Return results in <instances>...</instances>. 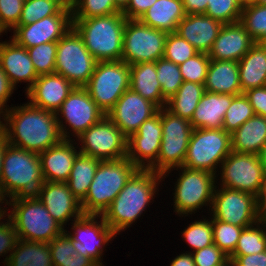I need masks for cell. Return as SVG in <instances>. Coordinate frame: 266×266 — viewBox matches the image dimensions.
Here are the masks:
<instances>
[{
  "instance_id": "obj_17",
  "label": "cell",
  "mask_w": 266,
  "mask_h": 266,
  "mask_svg": "<svg viewBox=\"0 0 266 266\" xmlns=\"http://www.w3.org/2000/svg\"><path fill=\"white\" fill-rule=\"evenodd\" d=\"M217 186L211 208H209V212H212L208 215H212L216 220L243 228L258 222L256 196L247 192Z\"/></svg>"
},
{
  "instance_id": "obj_26",
  "label": "cell",
  "mask_w": 266,
  "mask_h": 266,
  "mask_svg": "<svg viewBox=\"0 0 266 266\" xmlns=\"http://www.w3.org/2000/svg\"><path fill=\"white\" fill-rule=\"evenodd\" d=\"M223 25L205 14H189L178 23L176 33L198 52L208 54Z\"/></svg>"
},
{
  "instance_id": "obj_43",
  "label": "cell",
  "mask_w": 266,
  "mask_h": 266,
  "mask_svg": "<svg viewBox=\"0 0 266 266\" xmlns=\"http://www.w3.org/2000/svg\"><path fill=\"white\" fill-rule=\"evenodd\" d=\"M213 242L228 257L233 254L243 227L216 220L212 217Z\"/></svg>"
},
{
  "instance_id": "obj_31",
  "label": "cell",
  "mask_w": 266,
  "mask_h": 266,
  "mask_svg": "<svg viewBox=\"0 0 266 266\" xmlns=\"http://www.w3.org/2000/svg\"><path fill=\"white\" fill-rule=\"evenodd\" d=\"M185 16L182 0H157L139 20L152 28L172 33Z\"/></svg>"
},
{
  "instance_id": "obj_68",
  "label": "cell",
  "mask_w": 266,
  "mask_h": 266,
  "mask_svg": "<svg viewBox=\"0 0 266 266\" xmlns=\"http://www.w3.org/2000/svg\"><path fill=\"white\" fill-rule=\"evenodd\" d=\"M255 4L266 5V0H257Z\"/></svg>"
},
{
  "instance_id": "obj_63",
  "label": "cell",
  "mask_w": 266,
  "mask_h": 266,
  "mask_svg": "<svg viewBox=\"0 0 266 266\" xmlns=\"http://www.w3.org/2000/svg\"><path fill=\"white\" fill-rule=\"evenodd\" d=\"M5 117H6V109L0 104V132H3L4 131V128H5V119H6Z\"/></svg>"
},
{
  "instance_id": "obj_11",
  "label": "cell",
  "mask_w": 266,
  "mask_h": 266,
  "mask_svg": "<svg viewBox=\"0 0 266 266\" xmlns=\"http://www.w3.org/2000/svg\"><path fill=\"white\" fill-rule=\"evenodd\" d=\"M162 141L157 163L151 168L163 175L167 171L181 167L186 157L192 125L187 119L161 108Z\"/></svg>"
},
{
  "instance_id": "obj_7",
  "label": "cell",
  "mask_w": 266,
  "mask_h": 266,
  "mask_svg": "<svg viewBox=\"0 0 266 266\" xmlns=\"http://www.w3.org/2000/svg\"><path fill=\"white\" fill-rule=\"evenodd\" d=\"M173 170H180L179 177L174 186V212L179 216H188L195 211L201 210L203 206L212 205V199L216 188L217 175L198 169H187L185 167H177L167 171L163 178Z\"/></svg>"
},
{
  "instance_id": "obj_18",
  "label": "cell",
  "mask_w": 266,
  "mask_h": 266,
  "mask_svg": "<svg viewBox=\"0 0 266 266\" xmlns=\"http://www.w3.org/2000/svg\"><path fill=\"white\" fill-rule=\"evenodd\" d=\"M162 125L161 108L151 118L145 120L138 131L127 141V158L138 169H151L156 163L161 148Z\"/></svg>"
},
{
  "instance_id": "obj_9",
  "label": "cell",
  "mask_w": 266,
  "mask_h": 266,
  "mask_svg": "<svg viewBox=\"0 0 266 266\" xmlns=\"http://www.w3.org/2000/svg\"><path fill=\"white\" fill-rule=\"evenodd\" d=\"M97 62L73 27L57 41L55 73L65 77L74 86L84 87L88 83Z\"/></svg>"
},
{
  "instance_id": "obj_42",
  "label": "cell",
  "mask_w": 266,
  "mask_h": 266,
  "mask_svg": "<svg viewBox=\"0 0 266 266\" xmlns=\"http://www.w3.org/2000/svg\"><path fill=\"white\" fill-rule=\"evenodd\" d=\"M38 76L55 73L57 42L42 43L27 48Z\"/></svg>"
},
{
  "instance_id": "obj_34",
  "label": "cell",
  "mask_w": 266,
  "mask_h": 266,
  "mask_svg": "<svg viewBox=\"0 0 266 266\" xmlns=\"http://www.w3.org/2000/svg\"><path fill=\"white\" fill-rule=\"evenodd\" d=\"M204 93V84L183 81L176 94L167 100L166 108L173 114L191 121Z\"/></svg>"
},
{
  "instance_id": "obj_50",
  "label": "cell",
  "mask_w": 266,
  "mask_h": 266,
  "mask_svg": "<svg viewBox=\"0 0 266 266\" xmlns=\"http://www.w3.org/2000/svg\"><path fill=\"white\" fill-rule=\"evenodd\" d=\"M3 220L5 222L0 220V256H5L9 253V255L5 256L6 258L3 260L4 262H2L5 266L12 250L15 248L19 240V237L12 221L6 216Z\"/></svg>"
},
{
  "instance_id": "obj_56",
  "label": "cell",
  "mask_w": 266,
  "mask_h": 266,
  "mask_svg": "<svg viewBox=\"0 0 266 266\" xmlns=\"http://www.w3.org/2000/svg\"><path fill=\"white\" fill-rule=\"evenodd\" d=\"M186 15L205 14L208 6V0H182Z\"/></svg>"
},
{
  "instance_id": "obj_54",
  "label": "cell",
  "mask_w": 266,
  "mask_h": 266,
  "mask_svg": "<svg viewBox=\"0 0 266 266\" xmlns=\"http://www.w3.org/2000/svg\"><path fill=\"white\" fill-rule=\"evenodd\" d=\"M236 266H266V251L251 255H231Z\"/></svg>"
},
{
  "instance_id": "obj_53",
  "label": "cell",
  "mask_w": 266,
  "mask_h": 266,
  "mask_svg": "<svg viewBox=\"0 0 266 266\" xmlns=\"http://www.w3.org/2000/svg\"><path fill=\"white\" fill-rule=\"evenodd\" d=\"M157 0H130L128 6L122 11L127 19H140V17Z\"/></svg>"
},
{
  "instance_id": "obj_32",
  "label": "cell",
  "mask_w": 266,
  "mask_h": 266,
  "mask_svg": "<svg viewBox=\"0 0 266 266\" xmlns=\"http://www.w3.org/2000/svg\"><path fill=\"white\" fill-rule=\"evenodd\" d=\"M266 143V117L254 115L231 133V151L258 154Z\"/></svg>"
},
{
  "instance_id": "obj_10",
  "label": "cell",
  "mask_w": 266,
  "mask_h": 266,
  "mask_svg": "<svg viewBox=\"0 0 266 266\" xmlns=\"http://www.w3.org/2000/svg\"><path fill=\"white\" fill-rule=\"evenodd\" d=\"M130 66L122 60L97 62L84 86L92 100L106 115L130 88Z\"/></svg>"
},
{
  "instance_id": "obj_27",
  "label": "cell",
  "mask_w": 266,
  "mask_h": 266,
  "mask_svg": "<svg viewBox=\"0 0 266 266\" xmlns=\"http://www.w3.org/2000/svg\"><path fill=\"white\" fill-rule=\"evenodd\" d=\"M234 96L205 91L190 121L192 128L221 129L226 111Z\"/></svg>"
},
{
  "instance_id": "obj_37",
  "label": "cell",
  "mask_w": 266,
  "mask_h": 266,
  "mask_svg": "<svg viewBox=\"0 0 266 266\" xmlns=\"http://www.w3.org/2000/svg\"><path fill=\"white\" fill-rule=\"evenodd\" d=\"M266 251V224L256 222L243 228L232 255H251Z\"/></svg>"
},
{
  "instance_id": "obj_62",
  "label": "cell",
  "mask_w": 266,
  "mask_h": 266,
  "mask_svg": "<svg viewBox=\"0 0 266 266\" xmlns=\"http://www.w3.org/2000/svg\"><path fill=\"white\" fill-rule=\"evenodd\" d=\"M261 165L263 166L264 172L266 174V143L262 147V149L257 154Z\"/></svg>"
},
{
  "instance_id": "obj_65",
  "label": "cell",
  "mask_w": 266,
  "mask_h": 266,
  "mask_svg": "<svg viewBox=\"0 0 266 266\" xmlns=\"http://www.w3.org/2000/svg\"><path fill=\"white\" fill-rule=\"evenodd\" d=\"M3 203L6 204V202L2 198H0V204L2 205ZM1 205H0V220H3V218L6 216V212L10 209H6L4 205H3V207H4L3 208V207H1Z\"/></svg>"
},
{
  "instance_id": "obj_45",
  "label": "cell",
  "mask_w": 266,
  "mask_h": 266,
  "mask_svg": "<svg viewBox=\"0 0 266 266\" xmlns=\"http://www.w3.org/2000/svg\"><path fill=\"white\" fill-rule=\"evenodd\" d=\"M198 51L176 32L168 33L163 58L177 65L196 55Z\"/></svg>"
},
{
  "instance_id": "obj_51",
  "label": "cell",
  "mask_w": 266,
  "mask_h": 266,
  "mask_svg": "<svg viewBox=\"0 0 266 266\" xmlns=\"http://www.w3.org/2000/svg\"><path fill=\"white\" fill-rule=\"evenodd\" d=\"M195 266H219L229 257L215 244L191 252Z\"/></svg>"
},
{
  "instance_id": "obj_49",
  "label": "cell",
  "mask_w": 266,
  "mask_h": 266,
  "mask_svg": "<svg viewBox=\"0 0 266 266\" xmlns=\"http://www.w3.org/2000/svg\"><path fill=\"white\" fill-rule=\"evenodd\" d=\"M25 0H0V29L6 33L11 31L21 17Z\"/></svg>"
},
{
  "instance_id": "obj_3",
  "label": "cell",
  "mask_w": 266,
  "mask_h": 266,
  "mask_svg": "<svg viewBox=\"0 0 266 266\" xmlns=\"http://www.w3.org/2000/svg\"><path fill=\"white\" fill-rule=\"evenodd\" d=\"M44 182L39 154L7 144L2 160L0 198L5 202L38 199Z\"/></svg>"
},
{
  "instance_id": "obj_20",
  "label": "cell",
  "mask_w": 266,
  "mask_h": 266,
  "mask_svg": "<svg viewBox=\"0 0 266 266\" xmlns=\"http://www.w3.org/2000/svg\"><path fill=\"white\" fill-rule=\"evenodd\" d=\"M72 27V15H52L28 25H16L12 37L18 45L31 48L57 42Z\"/></svg>"
},
{
  "instance_id": "obj_29",
  "label": "cell",
  "mask_w": 266,
  "mask_h": 266,
  "mask_svg": "<svg viewBox=\"0 0 266 266\" xmlns=\"http://www.w3.org/2000/svg\"><path fill=\"white\" fill-rule=\"evenodd\" d=\"M204 87L212 93L242 94L238 62L210 60Z\"/></svg>"
},
{
  "instance_id": "obj_52",
  "label": "cell",
  "mask_w": 266,
  "mask_h": 266,
  "mask_svg": "<svg viewBox=\"0 0 266 266\" xmlns=\"http://www.w3.org/2000/svg\"><path fill=\"white\" fill-rule=\"evenodd\" d=\"M255 115L266 117V86L257 87L244 92Z\"/></svg>"
},
{
  "instance_id": "obj_64",
  "label": "cell",
  "mask_w": 266,
  "mask_h": 266,
  "mask_svg": "<svg viewBox=\"0 0 266 266\" xmlns=\"http://www.w3.org/2000/svg\"><path fill=\"white\" fill-rule=\"evenodd\" d=\"M116 7L122 12L129 4L130 0H114Z\"/></svg>"
},
{
  "instance_id": "obj_28",
  "label": "cell",
  "mask_w": 266,
  "mask_h": 266,
  "mask_svg": "<svg viewBox=\"0 0 266 266\" xmlns=\"http://www.w3.org/2000/svg\"><path fill=\"white\" fill-rule=\"evenodd\" d=\"M238 67L242 93L266 86V43H254L238 61Z\"/></svg>"
},
{
  "instance_id": "obj_1",
  "label": "cell",
  "mask_w": 266,
  "mask_h": 266,
  "mask_svg": "<svg viewBox=\"0 0 266 266\" xmlns=\"http://www.w3.org/2000/svg\"><path fill=\"white\" fill-rule=\"evenodd\" d=\"M5 118L3 133L12 146L39 154L63 139L56 113L36 107L29 100L6 110Z\"/></svg>"
},
{
  "instance_id": "obj_48",
  "label": "cell",
  "mask_w": 266,
  "mask_h": 266,
  "mask_svg": "<svg viewBox=\"0 0 266 266\" xmlns=\"http://www.w3.org/2000/svg\"><path fill=\"white\" fill-rule=\"evenodd\" d=\"M50 251L53 266H68L71 255L76 254V250L72 245L71 237L65 231L55 237L50 243Z\"/></svg>"
},
{
  "instance_id": "obj_46",
  "label": "cell",
  "mask_w": 266,
  "mask_h": 266,
  "mask_svg": "<svg viewBox=\"0 0 266 266\" xmlns=\"http://www.w3.org/2000/svg\"><path fill=\"white\" fill-rule=\"evenodd\" d=\"M210 60L207 53L198 52L184 63L179 64L183 81L205 84Z\"/></svg>"
},
{
  "instance_id": "obj_35",
  "label": "cell",
  "mask_w": 266,
  "mask_h": 266,
  "mask_svg": "<svg viewBox=\"0 0 266 266\" xmlns=\"http://www.w3.org/2000/svg\"><path fill=\"white\" fill-rule=\"evenodd\" d=\"M100 161L82 153H79L74 159L70 177L66 183L79 201H82L87 195Z\"/></svg>"
},
{
  "instance_id": "obj_22",
  "label": "cell",
  "mask_w": 266,
  "mask_h": 266,
  "mask_svg": "<svg viewBox=\"0 0 266 266\" xmlns=\"http://www.w3.org/2000/svg\"><path fill=\"white\" fill-rule=\"evenodd\" d=\"M74 87L69 80L57 73L41 75L25 96L32 105L56 113Z\"/></svg>"
},
{
  "instance_id": "obj_21",
  "label": "cell",
  "mask_w": 266,
  "mask_h": 266,
  "mask_svg": "<svg viewBox=\"0 0 266 266\" xmlns=\"http://www.w3.org/2000/svg\"><path fill=\"white\" fill-rule=\"evenodd\" d=\"M38 199L63 228L71 219L74 221L84 214L81 201L73 195L66 182L45 181Z\"/></svg>"
},
{
  "instance_id": "obj_58",
  "label": "cell",
  "mask_w": 266,
  "mask_h": 266,
  "mask_svg": "<svg viewBox=\"0 0 266 266\" xmlns=\"http://www.w3.org/2000/svg\"><path fill=\"white\" fill-rule=\"evenodd\" d=\"M186 251L185 253L177 255L170 263V266H195L192 254Z\"/></svg>"
},
{
  "instance_id": "obj_33",
  "label": "cell",
  "mask_w": 266,
  "mask_h": 266,
  "mask_svg": "<svg viewBox=\"0 0 266 266\" xmlns=\"http://www.w3.org/2000/svg\"><path fill=\"white\" fill-rule=\"evenodd\" d=\"M5 266H53L49 243L19 239Z\"/></svg>"
},
{
  "instance_id": "obj_36",
  "label": "cell",
  "mask_w": 266,
  "mask_h": 266,
  "mask_svg": "<svg viewBox=\"0 0 266 266\" xmlns=\"http://www.w3.org/2000/svg\"><path fill=\"white\" fill-rule=\"evenodd\" d=\"M240 23L255 43H266V5L252 3L243 7Z\"/></svg>"
},
{
  "instance_id": "obj_67",
  "label": "cell",
  "mask_w": 266,
  "mask_h": 266,
  "mask_svg": "<svg viewBox=\"0 0 266 266\" xmlns=\"http://www.w3.org/2000/svg\"><path fill=\"white\" fill-rule=\"evenodd\" d=\"M219 266H232V260L228 258L224 263Z\"/></svg>"
},
{
  "instance_id": "obj_25",
  "label": "cell",
  "mask_w": 266,
  "mask_h": 266,
  "mask_svg": "<svg viewBox=\"0 0 266 266\" xmlns=\"http://www.w3.org/2000/svg\"><path fill=\"white\" fill-rule=\"evenodd\" d=\"M254 43L240 22L224 24L208 56L211 60L238 62Z\"/></svg>"
},
{
  "instance_id": "obj_55",
  "label": "cell",
  "mask_w": 266,
  "mask_h": 266,
  "mask_svg": "<svg viewBox=\"0 0 266 266\" xmlns=\"http://www.w3.org/2000/svg\"><path fill=\"white\" fill-rule=\"evenodd\" d=\"M16 88L11 84L8 76L0 66V104L6 109H10L9 105H7L9 98L14 93L13 91Z\"/></svg>"
},
{
  "instance_id": "obj_59",
  "label": "cell",
  "mask_w": 266,
  "mask_h": 266,
  "mask_svg": "<svg viewBox=\"0 0 266 266\" xmlns=\"http://www.w3.org/2000/svg\"><path fill=\"white\" fill-rule=\"evenodd\" d=\"M68 266H96L88 257L81 254H73L68 261Z\"/></svg>"
},
{
  "instance_id": "obj_5",
  "label": "cell",
  "mask_w": 266,
  "mask_h": 266,
  "mask_svg": "<svg viewBox=\"0 0 266 266\" xmlns=\"http://www.w3.org/2000/svg\"><path fill=\"white\" fill-rule=\"evenodd\" d=\"M137 170L128 158L100 161L87 195L81 201L83 213L103 215Z\"/></svg>"
},
{
  "instance_id": "obj_15",
  "label": "cell",
  "mask_w": 266,
  "mask_h": 266,
  "mask_svg": "<svg viewBox=\"0 0 266 266\" xmlns=\"http://www.w3.org/2000/svg\"><path fill=\"white\" fill-rule=\"evenodd\" d=\"M77 138L79 152L84 155L101 161L127 158L128 138L107 116Z\"/></svg>"
},
{
  "instance_id": "obj_8",
  "label": "cell",
  "mask_w": 266,
  "mask_h": 266,
  "mask_svg": "<svg viewBox=\"0 0 266 266\" xmlns=\"http://www.w3.org/2000/svg\"><path fill=\"white\" fill-rule=\"evenodd\" d=\"M231 153V134L221 129H193L182 167L217 174Z\"/></svg>"
},
{
  "instance_id": "obj_4",
  "label": "cell",
  "mask_w": 266,
  "mask_h": 266,
  "mask_svg": "<svg viewBox=\"0 0 266 266\" xmlns=\"http://www.w3.org/2000/svg\"><path fill=\"white\" fill-rule=\"evenodd\" d=\"M126 21L124 14L118 12L107 16L72 19V27L98 62L118 61L122 59Z\"/></svg>"
},
{
  "instance_id": "obj_16",
  "label": "cell",
  "mask_w": 266,
  "mask_h": 266,
  "mask_svg": "<svg viewBox=\"0 0 266 266\" xmlns=\"http://www.w3.org/2000/svg\"><path fill=\"white\" fill-rule=\"evenodd\" d=\"M72 225V230L66 233L71 237L76 252L88 257L96 266H104L103 250L117 234L107 225L103 215L83 214Z\"/></svg>"
},
{
  "instance_id": "obj_61",
  "label": "cell",
  "mask_w": 266,
  "mask_h": 266,
  "mask_svg": "<svg viewBox=\"0 0 266 266\" xmlns=\"http://www.w3.org/2000/svg\"><path fill=\"white\" fill-rule=\"evenodd\" d=\"M7 144L8 142L6 140L5 134L3 132H0V182H1V173H2L3 154Z\"/></svg>"
},
{
  "instance_id": "obj_12",
  "label": "cell",
  "mask_w": 266,
  "mask_h": 266,
  "mask_svg": "<svg viewBox=\"0 0 266 266\" xmlns=\"http://www.w3.org/2000/svg\"><path fill=\"white\" fill-rule=\"evenodd\" d=\"M167 32L143 24L139 19H127L123 32L122 61L156 62L163 58Z\"/></svg>"
},
{
  "instance_id": "obj_30",
  "label": "cell",
  "mask_w": 266,
  "mask_h": 266,
  "mask_svg": "<svg viewBox=\"0 0 266 266\" xmlns=\"http://www.w3.org/2000/svg\"><path fill=\"white\" fill-rule=\"evenodd\" d=\"M130 89L156 104L166 107L161 85L157 78L156 62H142L130 65Z\"/></svg>"
},
{
  "instance_id": "obj_40",
  "label": "cell",
  "mask_w": 266,
  "mask_h": 266,
  "mask_svg": "<svg viewBox=\"0 0 266 266\" xmlns=\"http://www.w3.org/2000/svg\"><path fill=\"white\" fill-rule=\"evenodd\" d=\"M254 115L253 108L245 94L235 95L226 111L222 128L231 134Z\"/></svg>"
},
{
  "instance_id": "obj_41",
  "label": "cell",
  "mask_w": 266,
  "mask_h": 266,
  "mask_svg": "<svg viewBox=\"0 0 266 266\" xmlns=\"http://www.w3.org/2000/svg\"><path fill=\"white\" fill-rule=\"evenodd\" d=\"M181 233L182 238H184L183 240H185L193 250L190 251V253L214 244L212 217L210 219L203 217V220L194 221Z\"/></svg>"
},
{
  "instance_id": "obj_6",
  "label": "cell",
  "mask_w": 266,
  "mask_h": 266,
  "mask_svg": "<svg viewBox=\"0 0 266 266\" xmlns=\"http://www.w3.org/2000/svg\"><path fill=\"white\" fill-rule=\"evenodd\" d=\"M6 205L12 206L6 216L20 240L50 243L65 231L39 199L9 200Z\"/></svg>"
},
{
  "instance_id": "obj_24",
  "label": "cell",
  "mask_w": 266,
  "mask_h": 266,
  "mask_svg": "<svg viewBox=\"0 0 266 266\" xmlns=\"http://www.w3.org/2000/svg\"><path fill=\"white\" fill-rule=\"evenodd\" d=\"M76 139H62L58 144L39 153L42 173L45 181L67 182L74 164L80 153ZM75 141V142H74ZM77 144V146H76ZM75 145V146H74Z\"/></svg>"
},
{
  "instance_id": "obj_14",
  "label": "cell",
  "mask_w": 266,
  "mask_h": 266,
  "mask_svg": "<svg viewBox=\"0 0 266 266\" xmlns=\"http://www.w3.org/2000/svg\"><path fill=\"white\" fill-rule=\"evenodd\" d=\"M217 177L221 176L220 186L258 196L266 183V174L257 154L231 151L221 163Z\"/></svg>"
},
{
  "instance_id": "obj_19",
  "label": "cell",
  "mask_w": 266,
  "mask_h": 266,
  "mask_svg": "<svg viewBox=\"0 0 266 266\" xmlns=\"http://www.w3.org/2000/svg\"><path fill=\"white\" fill-rule=\"evenodd\" d=\"M159 107L140 94L127 89L106 116L129 138L140 125L154 116Z\"/></svg>"
},
{
  "instance_id": "obj_47",
  "label": "cell",
  "mask_w": 266,
  "mask_h": 266,
  "mask_svg": "<svg viewBox=\"0 0 266 266\" xmlns=\"http://www.w3.org/2000/svg\"><path fill=\"white\" fill-rule=\"evenodd\" d=\"M242 7L235 0H208L205 15L223 24L240 22Z\"/></svg>"
},
{
  "instance_id": "obj_44",
  "label": "cell",
  "mask_w": 266,
  "mask_h": 266,
  "mask_svg": "<svg viewBox=\"0 0 266 266\" xmlns=\"http://www.w3.org/2000/svg\"><path fill=\"white\" fill-rule=\"evenodd\" d=\"M121 12L114 0H75L72 19H86L107 16Z\"/></svg>"
},
{
  "instance_id": "obj_13",
  "label": "cell",
  "mask_w": 266,
  "mask_h": 266,
  "mask_svg": "<svg viewBox=\"0 0 266 266\" xmlns=\"http://www.w3.org/2000/svg\"><path fill=\"white\" fill-rule=\"evenodd\" d=\"M105 116L104 112L92 100L86 88L76 86L56 112L61 136L68 140L72 138L70 134L77 139L84 131L101 121ZM71 131L72 133H70Z\"/></svg>"
},
{
  "instance_id": "obj_60",
  "label": "cell",
  "mask_w": 266,
  "mask_h": 266,
  "mask_svg": "<svg viewBox=\"0 0 266 266\" xmlns=\"http://www.w3.org/2000/svg\"><path fill=\"white\" fill-rule=\"evenodd\" d=\"M57 4L62 10L72 12L75 0H48Z\"/></svg>"
},
{
  "instance_id": "obj_69",
  "label": "cell",
  "mask_w": 266,
  "mask_h": 266,
  "mask_svg": "<svg viewBox=\"0 0 266 266\" xmlns=\"http://www.w3.org/2000/svg\"><path fill=\"white\" fill-rule=\"evenodd\" d=\"M257 0H247V5L255 3Z\"/></svg>"
},
{
  "instance_id": "obj_66",
  "label": "cell",
  "mask_w": 266,
  "mask_h": 266,
  "mask_svg": "<svg viewBox=\"0 0 266 266\" xmlns=\"http://www.w3.org/2000/svg\"><path fill=\"white\" fill-rule=\"evenodd\" d=\"M242 8L247 6V0H235Z\"/></svg>"
},
{
  "instance_id": "obj_38",
  "label": "cell",
  "mask_w": 266,
  "mask_h": 266,
  "mask_svg": "<svg viewBox=\"0 0 266 266\" xmlns=\"http://www.w3.org/2000/svg\"><path fill=\"white\" fill-rule=\"evenodd\" d=\"M52 15H71L57 4L48 0H25L21 17L17 25H28Z\"/></svg>"
},
{
  "instance_id": "obj_23",
  "label": "cell",
  "mask_w": 266,
  "mask_h": 266,
  "mask_svg": "<svg viewBox=\"0 0 266 266\" xmlns=\"http://www.w3.org/2000/svg\"><path fill=\"white\" fill-rule=\"evenodd\" d=\"M0 66L15 88L19 82L27 83L25 93L38 78L27 48L18 45L11 38L0 42Z\"/></svg>"
},
{
  "instance_id": "obj_2",
  "label": "cell",
  "mask_w": 266,
  "mask_h": 266,
  "mask_svg": "<svg viewBox=\"0 0 266 266\" xmlns=\"http://www.w3.org/2000/svg\"><path fill=\"white\" fill-rule=\"evenodd\" d=\"M162 179L160 173L151 169H138L103 213L107 225L116 234L131 227L154 201Z\"/></svg>"
},
{
  "instance_id": "obj_57",
  "label": "cell",
  "mask_w": 266,
  "mask_h": 266,
  "mask_svg": "<svg viewBox=\"0 0 266 266\" xmlns=\"http://www.w3.org/2000/svg\"><path fill=\"white\" fill-rule=\"evenodd\" d=\"M258 222L266 224V183L256 197Z\"/></svg>"
},
{
  "instance_id": "obj_39",
  "label": "cell",
  "mask_w": 266,
  "mask_h": 266,
  "mask_svg": "<svg viewBox=\"0 0 266 266\" xmlns=\"http://www.w3.org/2000/svg\"><path fill=\"white\" fill-rule=\"evenodd\" d=\"M157 78L161 85L163 98L167 101L176 94L183 79L179 66L164 58L156 61Z\"/></svg>"
}]
</instances>
